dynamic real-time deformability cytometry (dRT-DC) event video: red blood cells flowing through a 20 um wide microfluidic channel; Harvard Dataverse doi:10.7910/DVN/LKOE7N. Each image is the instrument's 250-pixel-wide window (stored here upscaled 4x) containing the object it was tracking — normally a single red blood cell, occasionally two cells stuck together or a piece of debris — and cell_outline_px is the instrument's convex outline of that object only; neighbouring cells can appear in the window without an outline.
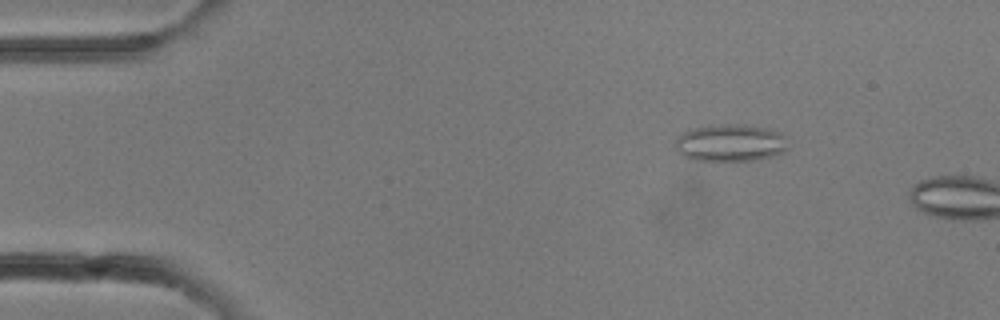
{"species": "common noctule bat (a hibernating species)", "species_latin": "Nyctalus noctula", "temperature_condition": "room temperature", "stored_images_in_passage": 6, "camera_frame_rate_fps": 3000, "um_per_image_px": 0.085, "animal": {"sex": "female"}, "frame": {"image": 1, "passage_image": 4, "time_ms": 1.0, "image_size_px": [1000, 320], "cell_outline_px": [[788, 148], [784, 152], [772, 156], [752, 160], [692, 160], [684, 156], [676, 148], [676, 136], [692, 128], [708, 124], [744, 124], [764, 128], [780, 132], [784, 136]], "centroid_in_image_um": [62.06, 12.12], "position_along_channel_um": 22.9, "area_um2": 24.51}}